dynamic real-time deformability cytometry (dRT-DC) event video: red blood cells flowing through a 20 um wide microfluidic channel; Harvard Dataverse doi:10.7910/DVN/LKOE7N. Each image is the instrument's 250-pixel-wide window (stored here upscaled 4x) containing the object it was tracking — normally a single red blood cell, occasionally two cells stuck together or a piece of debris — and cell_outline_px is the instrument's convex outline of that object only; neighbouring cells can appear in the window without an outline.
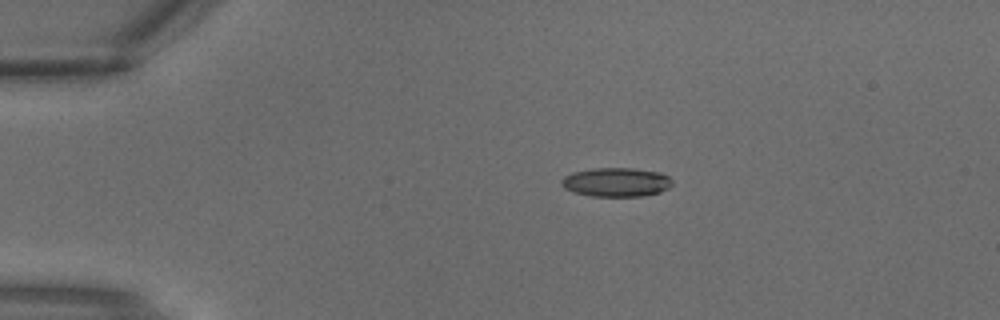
{"species": "common noctule bat (a hibernating species)", "species_latin": "Nyctalus noctula", "temperature_condition": "warm", "stored_images_in_passage": 3, "camera_frame_rate_fps": 3000, "um_per_image_px": 0.085, "animal": {"sex": "male", "body_mass_g": 18.8}, "frame": {"image": 1, "passage_image": 2, "time_ms": 0.333, "image_size_px": [1000, 320], "cell_outline_px": [[672, 184], [668, 188], [660, 192], [644, 196], [588, 196], [572, 192], [564, 188], [560, 184], [560, 180], [564, 176], [572, 172], [592, 168], [632, 168], [660, 172], [668, 176], [672, 180]], "centroid_in_image_um": [52.35, 15.48], "position_along_channel_um": 32.7, "area_um2": 18.96}}
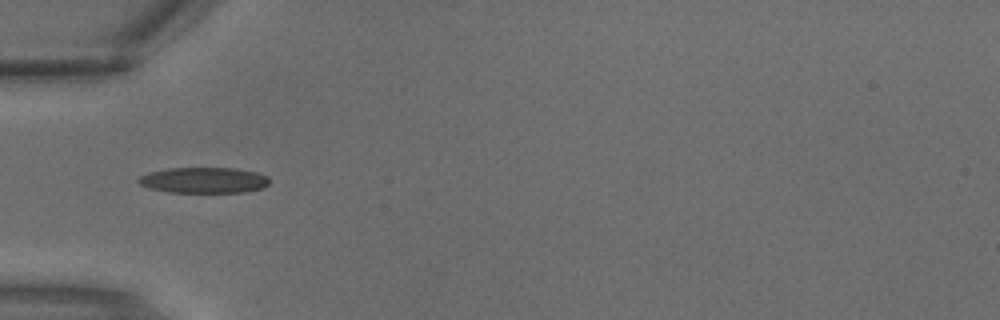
{"frame": {"image": 2, "passage_image": 3, "time_ms": 0.667, "image_size_px": [1000, 320], "cell_outline_px": [[268, 184], [264, 188], [244, 192], [168, 192], [148, 188], [140, 184], [136, 180], [140, 176], [148, 172], [168, 168], [236, 168], [256, 172], [268, 176]], "centroid_in_image_um": [17.31, 15.31], "position_along_channel_um": 67.7, "area_um2": 19.77}}